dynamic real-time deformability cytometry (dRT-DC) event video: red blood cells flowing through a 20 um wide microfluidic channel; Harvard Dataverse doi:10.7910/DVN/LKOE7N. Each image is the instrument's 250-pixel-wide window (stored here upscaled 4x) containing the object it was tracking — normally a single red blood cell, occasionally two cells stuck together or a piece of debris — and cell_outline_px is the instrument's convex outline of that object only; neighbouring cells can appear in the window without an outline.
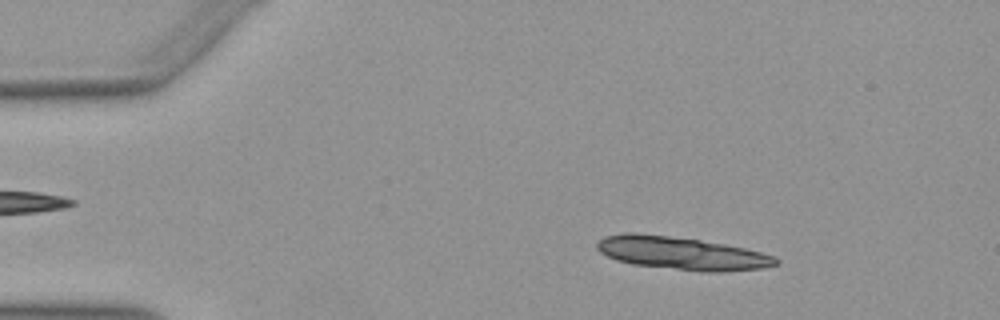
{"species": "Egyptian fruit bat (a non-hibernating species)", "species_latin": "Rousettus aegyptiacus", "temperature_condition": "warm", "stored_images_in_passage": 51, "segment_of_instrument_passage": [1, 2], "camera_frame_rate_fps": 3000, "um_per_image_px": 0.085, "animal": {"sex": "female"}, "frame": {"image": 1, "passage_image": 7, "time_ms": 2.0, "image_size_px": [1000, 320], "cell_outline_px": [[780, 260], [776, 264], [760, 268], [720, 272], [708, 272], [632, 264], [616, 260], [600, 252], [596, 248], [596, 244], [604, 236], [624, 232], [636, 232], [700, 240], [724, 244], [744, 248], [776, 256]], "centroid_in_image_um": [57.91, 21.51], "position_along_channel_um": 27.1, "area_um2": 34.04}}